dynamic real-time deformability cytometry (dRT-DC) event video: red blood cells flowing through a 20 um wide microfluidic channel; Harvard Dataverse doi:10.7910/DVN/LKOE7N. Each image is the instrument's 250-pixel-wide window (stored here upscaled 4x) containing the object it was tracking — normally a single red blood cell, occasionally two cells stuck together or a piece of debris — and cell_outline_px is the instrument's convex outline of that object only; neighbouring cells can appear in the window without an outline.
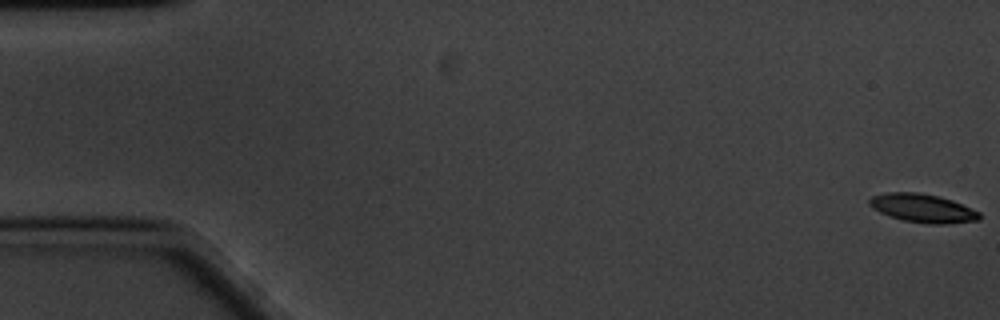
{"species": "common noctule bat (a hibernating species)", "species_latin": "Nyctalus noctula", "temperature_condition": "cold", "stored_images_in_passage": 60, "camera_frame_rate_fps": 3000, "um_per_image_px": 0.085, "animal": {"sex": "male", "body_mass_g": 20.1, "forearm_length_mm": 53.5}, "frame": {"image": 1, "passage_image": 1, "time_ms": 0.0, "image_size_px": [1000, 320], "cell_outline_px": [[980, 220], [948, 224], [928, 224], [904, 220], [888, 216], [872, 208], [868, 204], [868, 200], [872, 196], [888, 192], [920, 192], [940, 196], [952, 200], [980, 212]], "centroid_in_image_um": [78.42, 17.69], "position_along_channel_um": 6.6, "area_um2": 18.44}}
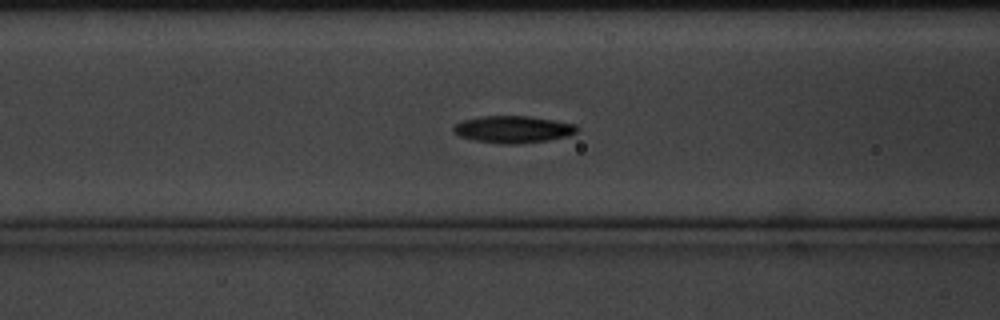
{"frame": {"image": 2, "passage_image": 24, "time_ms": 7.667, "image_size_px": [1000, 320], "cell_outline_px": [[580, 128], [576, 132], [568, 136], [548, 140], [516, 144], [504, 144], [476, 140], [460, 136], [452, 132], [452, 128], [456, 124], [464, 120], [480, 116], [528, 116], [576, 124]], "centroid_in_image_um": [43.62, 10.99], "position_along_channel_um": 123.0, "area_um2": 19.36}}
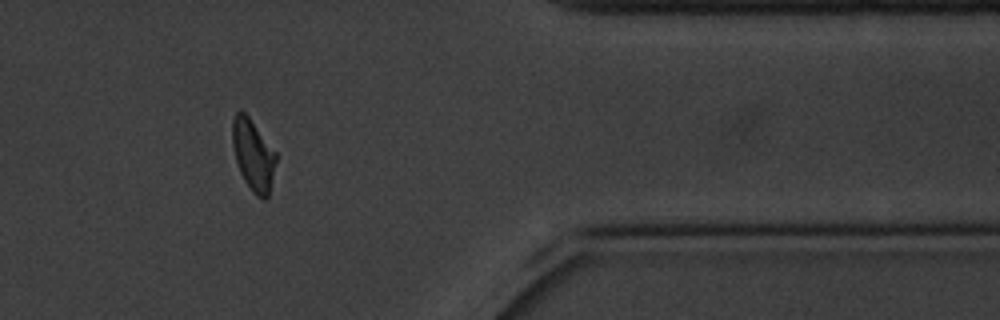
{"frame": {"image": 3, "passage_image": 50, "time_ms": 16.333, "image_size_px": [1000, 320], "cell_outline_px": [[276, 160], [268, 200], [264, 200], [256, 196], [252, 192], [244, 180], [240, 172], [236, 160], [232, 144], [232, 120], [236, 112], [240, 108], [248, 116], [276, 152]], "centroid_in_image_um": [21.51, 13.19], "position_along_channel_um": 389.9, "area_um2": 18.15}, "authors_computed_cell_mechanics": {"area_um2": 18.3515, "velocity_mm_per_s": 3.3395, "shape_relaxation_time_tau1_ms": 3.0173, "shape_relaxation_time_tau2_ms": 6.1143, "deformation_change_tau1": 0.1279, "deformation_change_tau2": 0.1247}}